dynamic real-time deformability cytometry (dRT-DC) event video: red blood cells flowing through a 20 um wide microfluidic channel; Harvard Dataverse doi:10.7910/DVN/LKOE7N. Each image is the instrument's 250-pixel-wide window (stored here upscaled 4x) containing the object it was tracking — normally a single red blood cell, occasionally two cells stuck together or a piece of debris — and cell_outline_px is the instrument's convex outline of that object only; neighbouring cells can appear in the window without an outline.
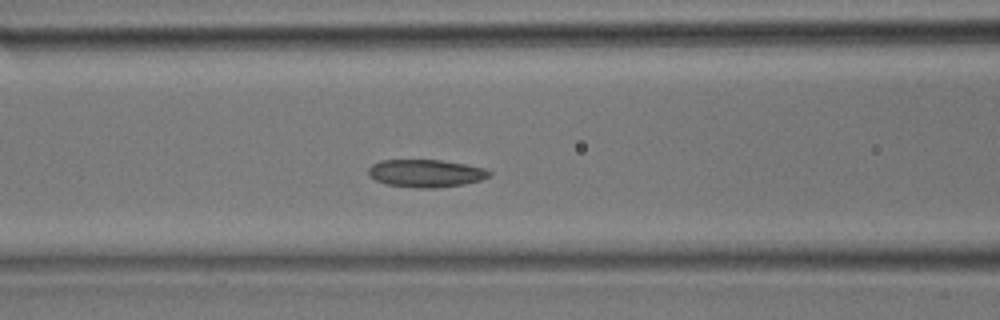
{"species": "common noctule bat (a hibernating species)", "species_latin": "Nyctalus noctula", "temperature_condition": "room temperature", "stored_images_in_passage": 19, "camera_frame_rate_fps": 3000, "um_per_image_px": 0.085, "animal": {"sex": "male", "body_mass_g": 17.9}, "frame": {"image": 1, "passage_image": 11, "time_ms": 3.333, "image_size_px": [1000, 320], "cell_outline_px": [[492, 172], [488, 176], [480, 180], [460, 184], [388, 184], [376, 180], [368, 172], [368, 168], [372, 164], [384, 160], [436, 160], [460, 164], [480, 168]], "centroid_in_image_um": [36.14, 14.66], "position_along_channel_um": 130.5, "area_um2": 17.51}}
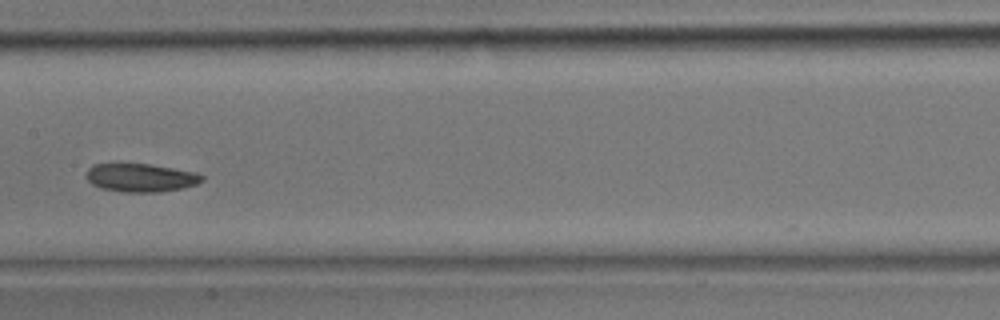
{"frame": {"image": 2, "passage_image": 14, "time_ms": 4.333, "image_size_px": [1000, 320], "cell_outline_px": [[204, 176], [196, 184], [180, 188], [148, 192], [132, 192], [104, 188], [88, 180], [88, 168], [96, 164], [148, 164], [188, 172]], "centroid_in_image_um": [11.92, 15.09], "position_along_channel_um": 195.5, "area_um2": 17.86}}
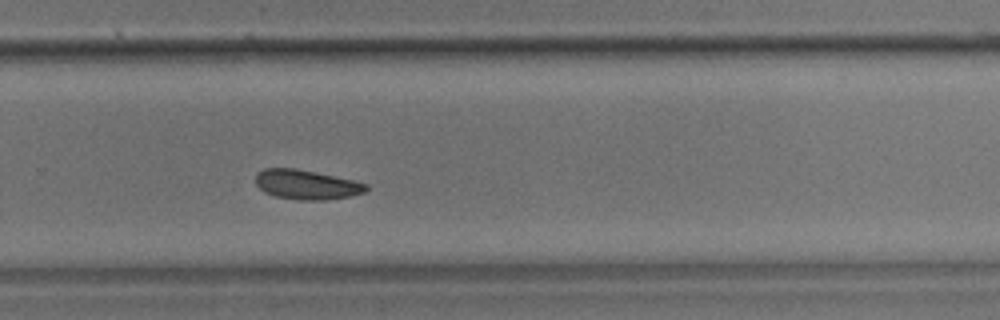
{"frame": {"image": 3, "passage_image": 19, "time_ms": 6.0, "image_size_px": [1000, 320], "cell_outline_px": [[368, 188], [364, 192], [348, 196], [320, 200], [316, 200], [276, 196], [260, 188], [256, 184], [256, 176], [260, 172], [268, 168], [292, 168], [352, 180], [364, 184]], "centroid_in_image_um": [26.04, 15.68], "position_along_channel_um": 303.8, "area_um2": 17.98}}